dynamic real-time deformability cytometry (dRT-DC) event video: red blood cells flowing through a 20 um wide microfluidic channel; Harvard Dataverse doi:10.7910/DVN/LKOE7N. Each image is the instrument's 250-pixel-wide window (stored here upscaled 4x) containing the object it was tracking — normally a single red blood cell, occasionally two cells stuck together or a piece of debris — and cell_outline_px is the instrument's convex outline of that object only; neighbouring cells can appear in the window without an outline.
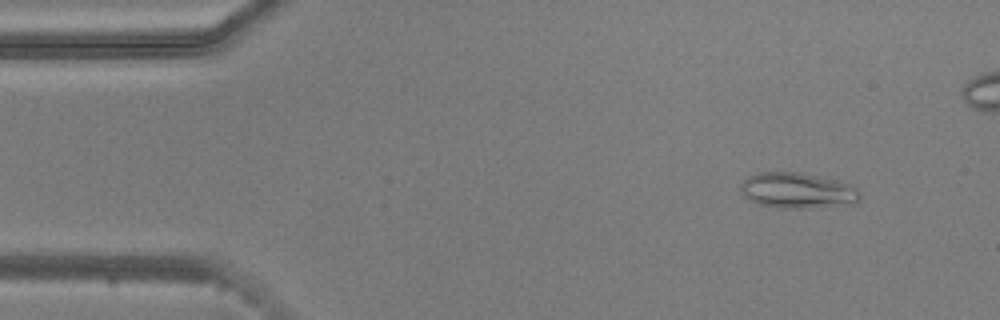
{"species": "common noctule bat (a hibernating species)", "species_latin": "Nyctalus noctula", "temperature_condition": "warm", "stored_images_in_passage": 44, "camera_frame_rate_fps": 3000, "um_per_image_px": 0.085, "animal": {"sex": "male", "body_mass_g": 20.5, "forearm_length_mm": 52.5}, "frame": {"image": 1, "passage_image": 1, "time_ms": 0.0, "image_size_px": [1000, 320], "cell_outline_px": [[860, 200], [808, 208], [780, 208], [756, 204], [748, 200], [744, 196], [740, 188], [740, 184], [748, 176], [760, 172], [796, 172], [840, 180], [852, 184], [860, 192]], "centroid_in_image_um": [67.72, 16.17], "position_along_channel_um": 17.3, "area_um2": 24.57}}
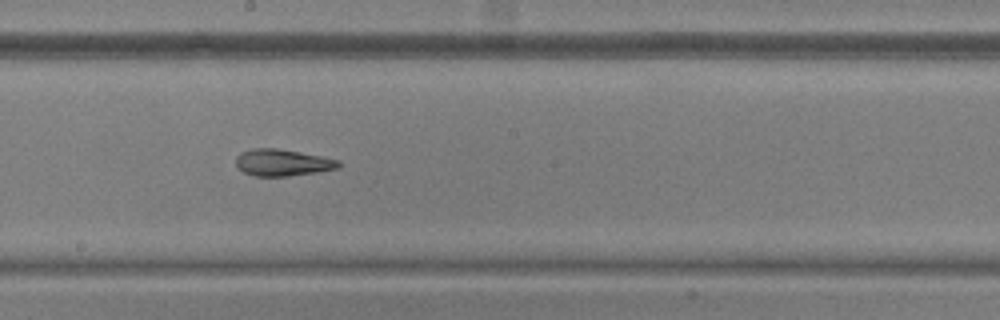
{"frame": {"image": 2, "passage_image": 24, "time_ms": 7.667, "image_size_px": [1000, 320], "cell_outline_px": [[340, 168], [320, 172], [288, 176], [252, 176], [236, 168], [236, 156], [240, 152], [252, 148], [276, 148], [300, 152], [340, 160]], "centroid_in_image_um": [24.0, 13.82], "position_along_channel_um": 224.2, "area_um2": 16.24}}
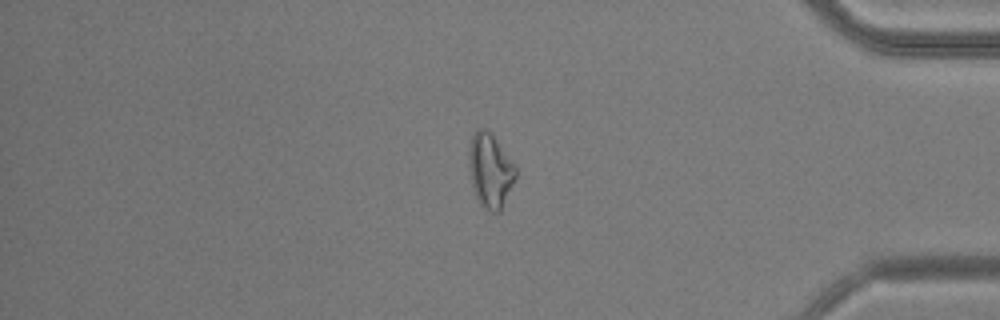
{"frame": {"image": 3, "passage_image": 40, "time_ms": 13.0, "image_size_px": [1000, 320], "cell_outline_px": [[516, 176], [500, 212], [492, 212], [484, 208], [480, 204], [476, 196], [472, 184], [468, 160], [468, 152], [472, 136], [480, 128], [484, 128], [492, 136], [516, 168]], "centroid_in_image_um": [41.64, 14.54], "position_along_channel_um": 393.6, "area_um2": 19.54}, "authors_computed_cell_mechanics": {"area_um2": 16.9643, "velocity_mm_per_s": 3.7725, "shape_relaxation_time_tau1_ms": 3.8775, "shape_relaxation_time_tau2_ms": 2.4016, "deformation_change_tau1": 0.1635, "deformation_change_tau2": 0.1162}}